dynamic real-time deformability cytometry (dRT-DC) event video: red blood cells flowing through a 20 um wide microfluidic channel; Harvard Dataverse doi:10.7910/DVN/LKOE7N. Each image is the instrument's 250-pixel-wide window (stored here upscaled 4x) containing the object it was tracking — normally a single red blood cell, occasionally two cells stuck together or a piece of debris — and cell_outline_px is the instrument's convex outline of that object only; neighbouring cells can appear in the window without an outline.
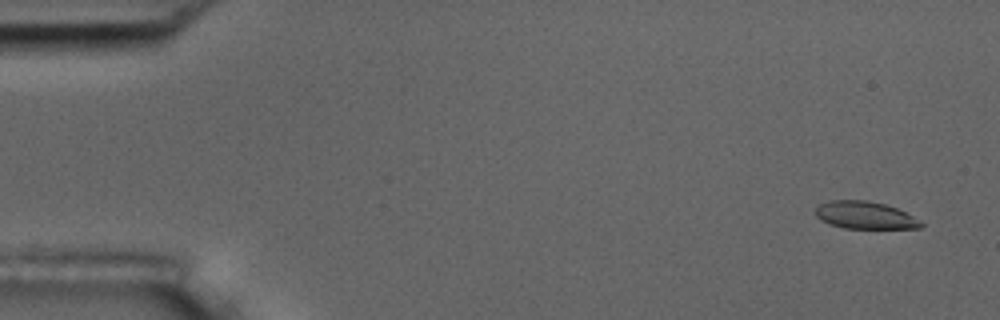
{"species": "common noctule bat (a hibernating species)", "species_latin": "Nyctalus noctula", "temperature_condition": "room temperature", "stored_images_in_passage": 55, "camera_frame_rate_fps": 3000, "um_per_image_px": 0.085, "animal": {"sex": "male", "body_mass_g": 17.5, "forearm_length_mm": 52.3}, "frame": {"image": 1, "passage_image": 3, "time_ms": 0.667, "image_size_px": [1000, 320], "cell_outline_px": [[924, 224], [920, 228], [844, 228], [828, 224], [820, 220], [816, 216], [816, 208], [820, 204], [832, 200], [868, 200], [884, 204], [896, 208], [912, 216]], "centroid_in_image_um": [73.48, 18.29], "position_along_channel_um": 11.5, "area_um2": 16.7}}
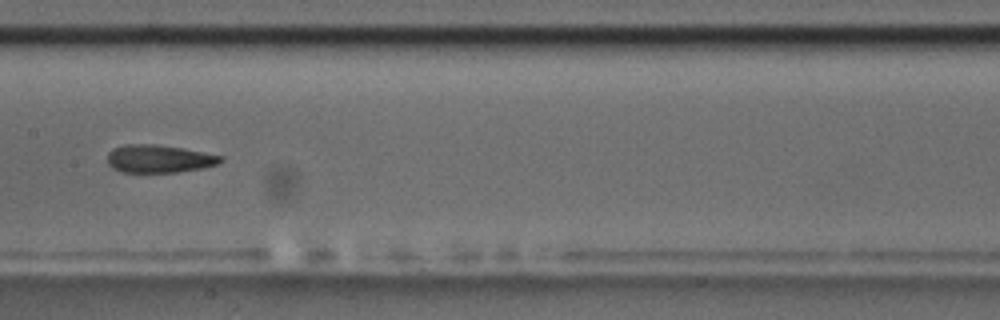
{"frame": {"image": 2, "passage_image": 28, "time_ms": 9.0, "image_size_px": [1000, 320], "cell_outline_px": [[224, 160], [216, 164], [204, 168], [176, 172], [120, 172], [112, 168], [108, 164], [108, 152], [112, 148], [124, 144], [152, 144], [180, 148], [224, 156]], "centroid_in_image_um": [13.49, 13.5], "position_along_channel_um": 193.9, "area_um2": 18.38}}
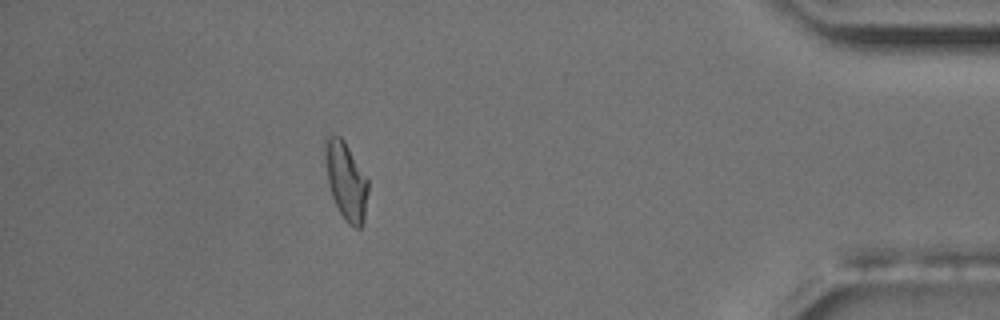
{"frame": {"image": 3, "passage_image": 49, "time_ms": 16.0, "image_size_px": [1000, 320], "cell_outline_px": [[368, 192], [364, 220], [360, 228], [356, 228], [348, 224], [340, 212], [332, 196], [328, 184], [324, 156], [324, 136], [328, 132], [340, 136], [344, 140], [368, 180]], "centroid_in_image_um": [29.38, 15.31], "position_along_channel_um": 405.8, "area_um2": 19.65}, "authors_computed_cell_mechanics": {"area_um2": 18.6116, "velocity_mm_per_s": 3.7059, "shape_relaxation_time_tau1_ms": 7.6203, "shape_relaxation_time_tau2_ms": 2.3072, "deformation_change_tau1": 0.1981, "deformation_change_tau2": 0.0953}}